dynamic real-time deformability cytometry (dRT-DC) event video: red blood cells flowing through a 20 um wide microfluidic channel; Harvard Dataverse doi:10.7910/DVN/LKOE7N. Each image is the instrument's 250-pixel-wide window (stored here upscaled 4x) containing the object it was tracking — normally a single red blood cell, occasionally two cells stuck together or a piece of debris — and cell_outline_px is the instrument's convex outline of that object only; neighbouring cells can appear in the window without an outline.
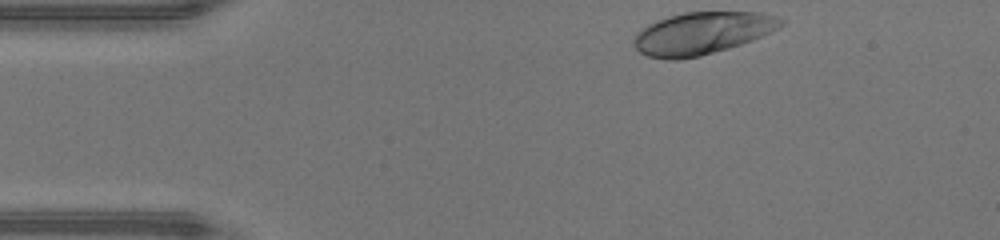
{"species": "human", "species_latin": "Homo sapiens", "temperature_condition": "warm", "stored_images_in_passage": 33, "camera_frame_rate_fps": 3000, "um_per_image_px": 0.085, "donor": {"sex": "male"}, "frame": {"image": 1, "passage_image": 1, "time_ms": 0.0, "image_size_px": [1000, 240], "cell_outline_px": [[784, 24], [752, 40], [728, 48], [700, 56], [676, 60], [664, 60], [648, 56], [640, 52], [632, 44], [632, 40], [648, 24], [668, 16], [684, 12], [760, 12], [776, 16], [784, 20]], "centroid_in_image_um": [59.65, 2.83], "position_along_channel_um": 25.4, "area_um2": 35.95}}
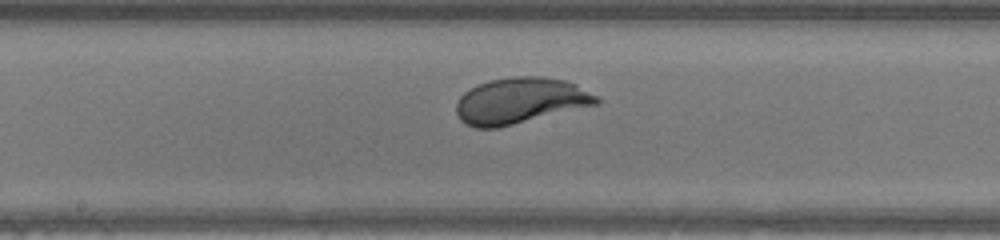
{"frame": {"image": 2, "passage_image": 18, "time_ms": 5.667, "image_size_px": [1000, 240], "cell_outline_px": [[600, 104], [496, 128], [476, 128], [464, 124], [460, 120], [456, 112], [456, 104], [460, 96], [464, 92], [476, 84], [488, 80], [512, 76], [540, 76], [564, 80], [576, 84], [596, 96], [600, 100]], "centroid_in_image_um": [44.19, 8.56], "position_along_channel_um": 204.0, "area_um2": 37.74}}
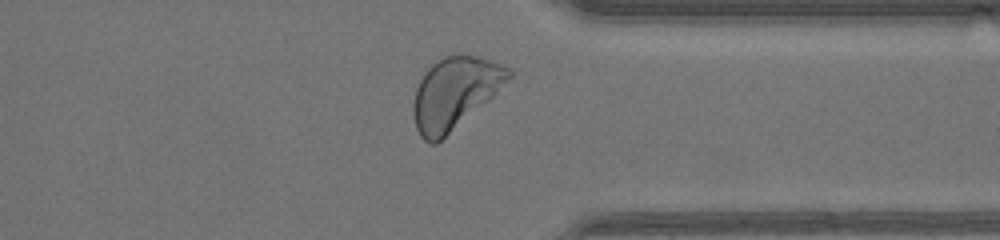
{"frame": {"image": 3, "passage_image": 30, "time_ms": 9.667, "image_size_px": [1000, 240], "cell_outline_px": [[512, 76], [488, 100], [436, 144], [432, 144], [424, 140], [420, 136], [416, 128], [412, 112], [412, 104], [416, 88], [420, 80], [428, 68], [432, 64], [444, 56], [476, 56], [488, 60], [508, 68], [512, 72]], "centroid_in_image_um": [38.6, 7.93], "position_along_channel_um": 372.8, "area_um2": 38.9}, "authors_computed_cell_mechanics": {"area_um2": 36.703, "velocity_mm_per_s": 4.3276, "shape_relaxation_time_tau1_ms": 2.0414, "shape_relaxation_time_tau2_ms": null, "deformation_change_tau1": 0.1671, "deformation_change_tau2": null}}